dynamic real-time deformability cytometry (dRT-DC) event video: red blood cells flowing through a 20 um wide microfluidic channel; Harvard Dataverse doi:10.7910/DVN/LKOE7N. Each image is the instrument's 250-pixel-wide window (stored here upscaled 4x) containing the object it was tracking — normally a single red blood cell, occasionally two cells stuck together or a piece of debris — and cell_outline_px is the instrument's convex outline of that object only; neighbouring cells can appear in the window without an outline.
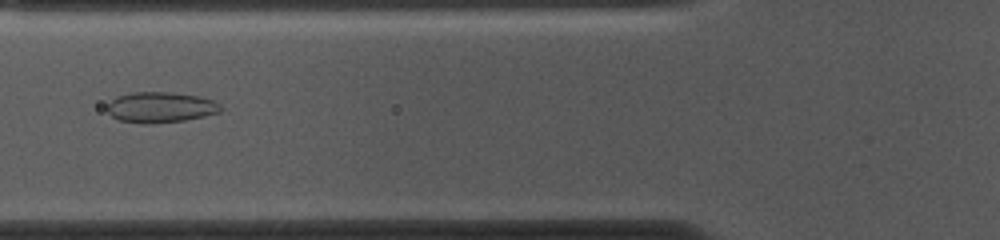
{"species": "common noctule bat (a hibernating species)", "species_latin": "Nyctalus noctula", "temperature_condition": "cold", "stored_images_in_passage": 53, "camera_frame_rate_fps": 3000, "um_per_image_px": 0.085, "animal": {"sex": "female", "body_mass_g": 10.0, "forearm_length_mm": 53.1}, "frame": {"image": 1, "passage_image": 19, "time_ms": 6.0, "image_size_px": [1000, 240], "cell_outline_px": [[224, 108], [220, 112], [204, 116], [184, 120], [152, 124], [144, 124], [120, 120], [112, 116], [108, 112], [108, 104], [116, 96], [132, 92], [168, 92], [200, 96], [212, 100], [220, 104]], "centroid_in_image_um": [13.66, 9.12], "position_along_channel_um": 112.1, "area_um2": 20.29}}
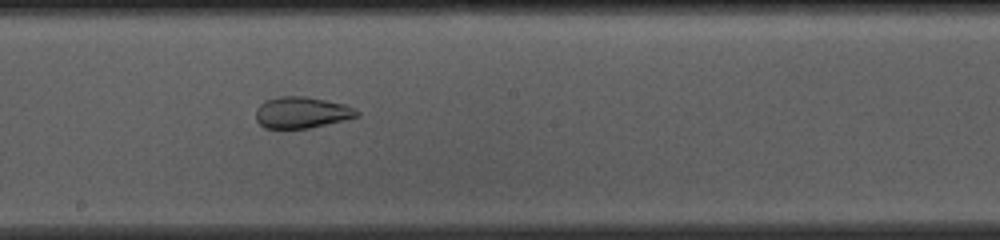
{"frame": {"image": 2, "passage_image": 28, "time_ms": 9.0, "image_size_px": [1000, 240], "cell_outline_px": [[360, 116], [344, 120], [308, 128], [264, 128], [256, 120], [256, 108], [264, 100], [276, 96], [304, 96], [344, 104], [360, 112]], "centroid_in_image_um": [25.61, 9.55], "position_along_channel_um": 222.6, "area_um2": 18.44}}
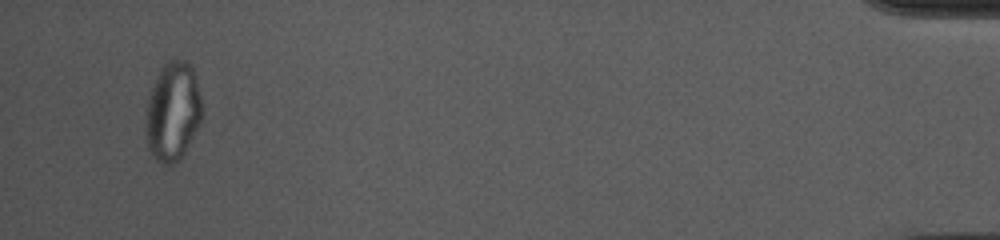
{"frame": {"image": 3, "passage_image": 51, "time_ms": 16.667, "image_size_px": [1000, 240], "cell_outline_px": [[200, 124], [180, 160], [172, 164], [160, 164], [152, 156], [148, 148], [144, 120], [148, 100], [156, 76], [160, 68], [164, 64], [172, 60], [184, 60], [192, 68], [196, 80], [200, 96]], "centroid_in_image_um": [14.65, 9.53], "position_along_channel_um": 420.5, "area_um2": 32.19}, "authors_computed_cell_mechanics": {"area_um2": 26.588, "velocity_mm_per_s": 3.6806, "shape_relaxation_time_tau1_ms": null, "shape_relaxation_time_tau2_ms": 1.2106, "deformation_change_tau1": null, "deformation_change_tau2": 0.067}}